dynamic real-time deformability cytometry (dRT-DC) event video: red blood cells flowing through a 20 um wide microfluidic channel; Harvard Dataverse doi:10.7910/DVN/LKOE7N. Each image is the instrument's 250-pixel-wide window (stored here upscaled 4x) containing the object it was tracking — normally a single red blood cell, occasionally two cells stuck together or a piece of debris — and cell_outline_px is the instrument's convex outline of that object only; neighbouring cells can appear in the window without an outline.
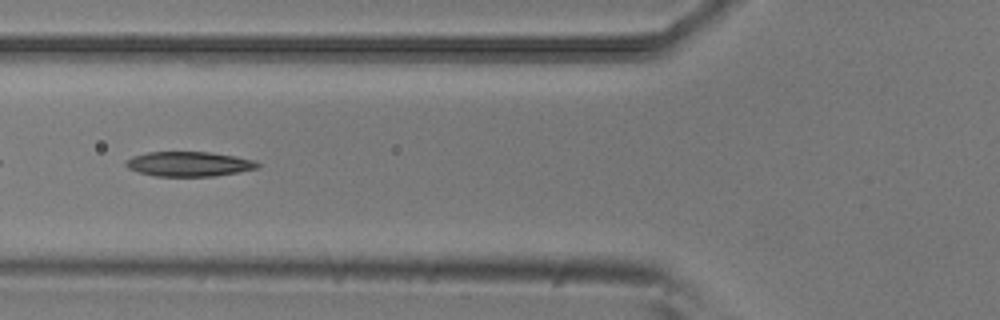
{"species": "common noctule bat (a hibernating species)", "species_latin": "Nyctalus noctula", "temperature_condition": "room temperature", "stored_images_in_passage": 52, "camera_frame_rate_fps": 3000, "um_per_image_px": 0.085, "animal": {"sex": "male", "body_mass_g": 20.5, "forearm_length_mm": 52.5}, "frame": {"image": 1, "passage_image": 19, "time_ms": 6.0, "image_size_px": [1000, 320], "cell_outline_px": [[260, 164], [256, 168], [216, 176], [156, 176], [140, 172], [128, 168], [124, 164], [124, 160], [132, 156], [148, 152], [208, 152], [236, 156], [256, 160]], "centroid_in_image_um": [16.04, 13.93], "position_along_channel_um": 109.8, "area_um2": 18.96}}
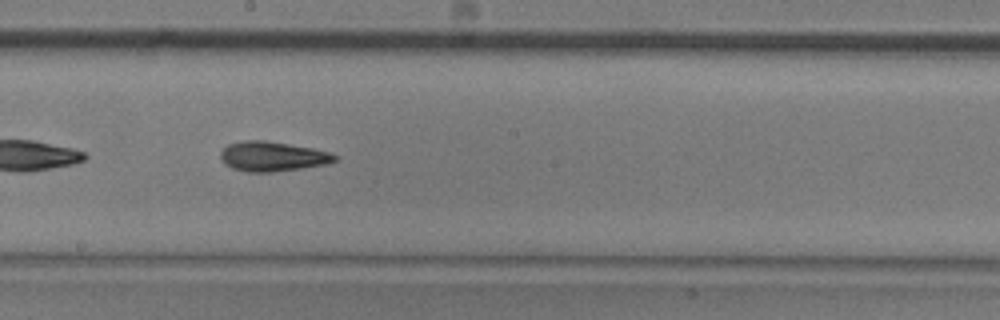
{"frame": {"image": 2, "passage_image": 28, "time_ms": 9.0, "image_size_px": [1000, 320], "cell_outline_px": [[340, 160], [328, 164], [272, 172], [248, 172], [232, 168], [224, 164], [220, 156], [220, 152], [228, 144], [244, 140], [264, 140], [312, 148], [328, 152], [340, 156]], "centroid_in_image_um": [23.18, 13.3], "position_along_channel_um": 225.0, "area_um2": 19.88}}
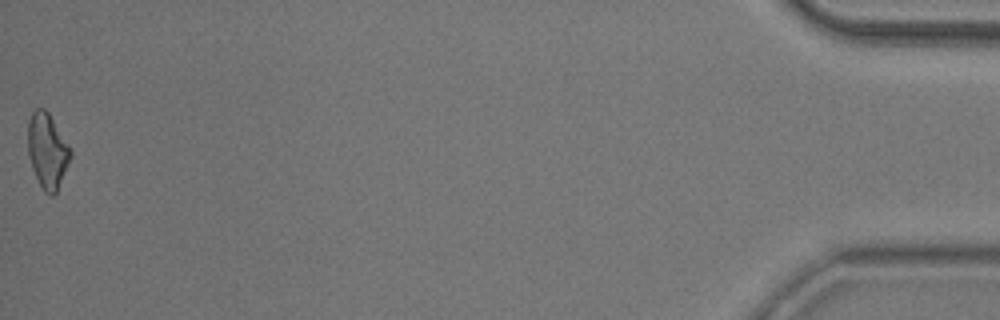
{"frame": {"image": 3, "passage_image": 52, "time_ms": 17.0, "image_size_px": [1000, 320], "cell_outline_px": [[72, 156], [56, 192], [52, 196], [48, 196], [44, 192], [32, 168], [28, 152], [28, 120], [32, 112], [36, 108], [44, 108], [48, 112], [68, 144], [72, 152]], "centroid_in_image_um": [4.02, 12.81], "position_along_channel_um": 431.2, "area_um2": 18.5}, "authors_computed_cell_mechanics": {"area_um2": 19.2185, "velocity_mm_per_s": 3.8242, "shape_relaxation_time_tau1_ms": 6.1375, "shape_relaxation_time_tau2_ms": 5.9227, "deformation_change_tau1": 0.1774, "deformation_change_tau2": 0.1757}}